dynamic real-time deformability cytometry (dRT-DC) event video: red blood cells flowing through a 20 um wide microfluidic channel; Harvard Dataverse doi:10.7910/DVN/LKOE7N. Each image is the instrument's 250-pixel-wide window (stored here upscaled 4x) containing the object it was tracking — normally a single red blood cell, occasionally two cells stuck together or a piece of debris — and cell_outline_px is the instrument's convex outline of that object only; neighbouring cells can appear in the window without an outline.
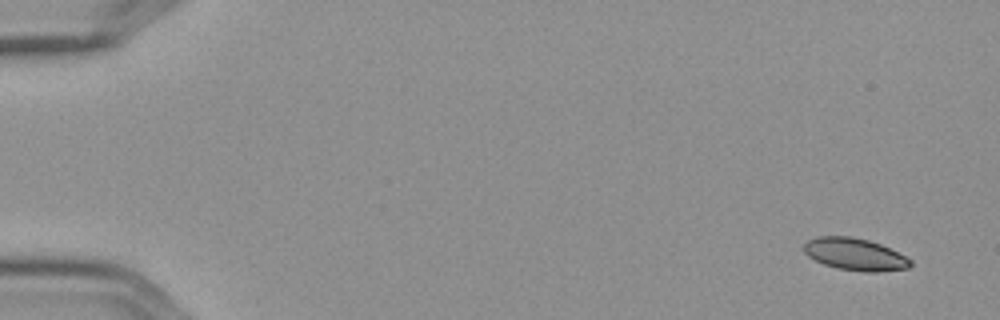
{"species": "Egyptian fruit bat (a non-hibernating species)", "species_latin": "Rousettus aegyptiacus", "temperature_condition": "cold", "stored_images_in_passage": 6, "camera_frame_rate_fps": 3000, "um_per_image_px": 0.085, "frame": {"image": 1, "passage_image": 1, "time_ms": 0.0, "image_size_px": [1000, 320], "cell_outline_px": [[912, 264], [908, 268], [876, 272], [868, 272], [836, 268], [824, 264], [808, 256], [804, 252], [804, 244], [808, 240], [816, 236], [852, 236], [868, 240], [880, 244], [912, 260]], "centroid_in_image_um": [72.65, 21.61], "position_along_channel_um": 12.4, "area_um2": 19.83}}
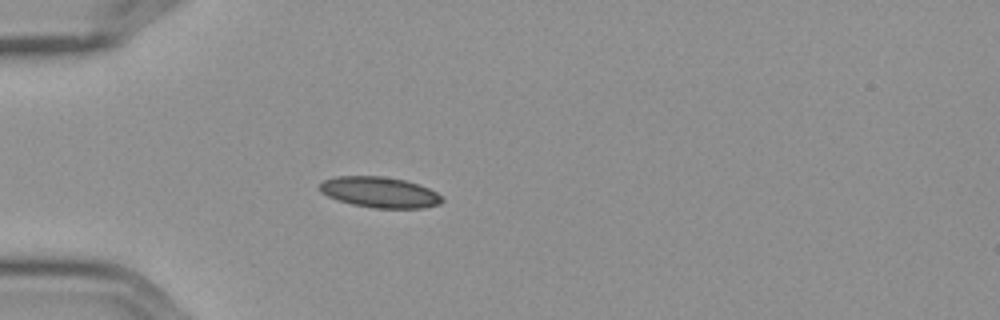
{"frame": {"image": 2, "passage_image": 5, "time_ms": 1.333, "image_size_px": [1000, 320], "cell_outline_px": [[444, 200], [440, 204], [424, 208], [372, 208], [352, 204], [328, 196], [320, 192], [316, 188], [324, 180], [336, 176], [380, 176], [404, 180], [428, 188], [444, 196]], "centroid_in_image_um": [32.27, 16.35], "position_along_channel_um": 52.7, "area_um2": 21.96}}